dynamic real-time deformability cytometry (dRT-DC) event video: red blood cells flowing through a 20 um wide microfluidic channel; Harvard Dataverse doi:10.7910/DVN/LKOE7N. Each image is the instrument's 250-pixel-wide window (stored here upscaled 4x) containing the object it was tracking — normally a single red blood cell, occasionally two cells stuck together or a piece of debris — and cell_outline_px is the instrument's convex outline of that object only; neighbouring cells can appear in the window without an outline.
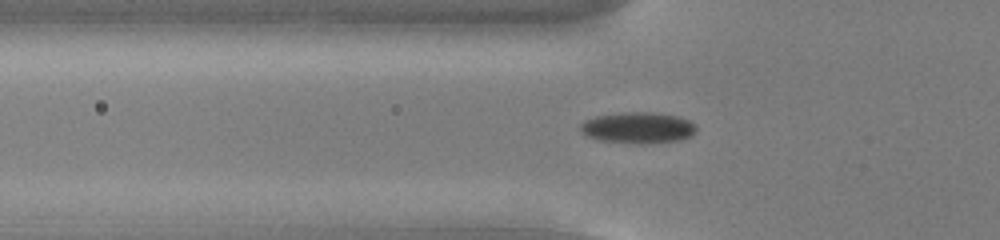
{"species": "common noctule bat (a hibernating species)", "species_latin": "Nyctalus noctula", "temperature_condition": "cold", "stored_images_in_passage": 43, "camera_frame_rate_fps": 3000, "um_per_image_px": 0.085, "animal": {"sex": "male", "body_mass_g": 13.0, "forearm_length_mm": 53.1}, "frame": {"image": 1, "passage_image": 7, "time_ms": 2.0, "image_size_px": [1000, 240], "cell_outline_px": [[696, 132], [692, 136], [680, 140], [644, 144], [640, 144], [600, 140], [584, 136], [580, 132], [580, 124], [584, 120], [596, 116], [624, 112], [652, 112], [676, 116], [688, 120], [696, 124]], "centroid_in_image_um": [54.21, 10.86], "position_along_channel_um": 71.6, "area_um2": 21.27}}
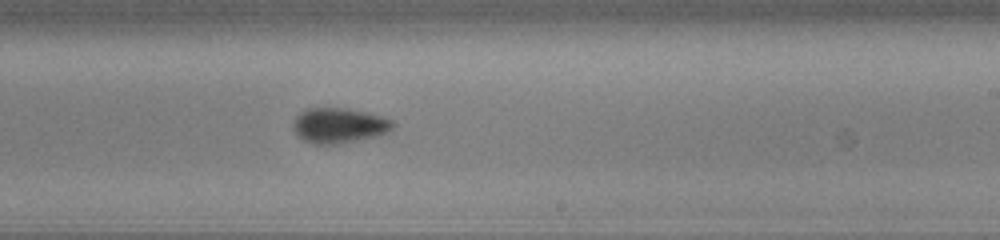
{"frame": {"image": 2, "passage_image": 22, "time_ms": 7.0, "image_size_px": [1000, 240], "cell_outline_px": [[396, 124], [388, 132], [376, 136], [336, 144], [312, 144], [296, 136], [292, 128], [292, 124], [296, 116], [300, 112], [308, 108], [348, 108], [368, 112], [392, 120]], "centroid_in_image_um": [28.78, 10.66], "position_along_channel_um": 260.2, "area_um2": 20.58}}
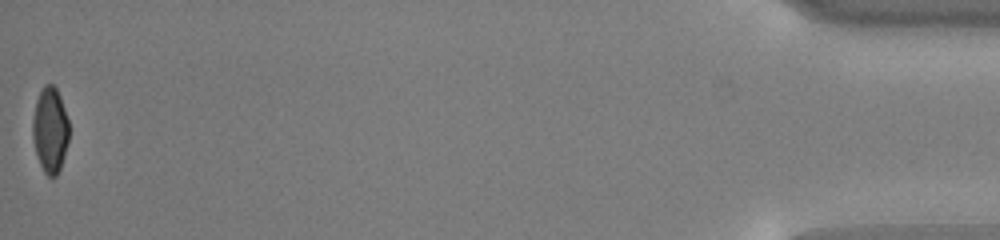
{"frame": {"image": 3, "passage_image": 43, "time_ms": 14.0, "image_size_px": [1000, 240], "cell_outline_px": [[68, 140], [64, 156], [60, 168], [56, 176], [52, 180], [44, 172], [40, 164], [32, 140], [32, 120], [36, 100], [44, 84], [52, 84], [56, 88], [60, 96], [68, 120]], "centroid_in_image_um": [4.24, 11.06], "position_along_channel_um": 431.0, "area_um2": 18.15}, "authors_computed_cell_mechanics": {"area_um2": 19.7098, "velocity_mm_per_s": 3.783, "shape_relaxation_time_tau1_ms": 2.3624, "shape_relaxation_time_tau2_ms": 4.3765, "deformation_change_tau1": 0.1014, "deformation_change_tau2": 0.069}}